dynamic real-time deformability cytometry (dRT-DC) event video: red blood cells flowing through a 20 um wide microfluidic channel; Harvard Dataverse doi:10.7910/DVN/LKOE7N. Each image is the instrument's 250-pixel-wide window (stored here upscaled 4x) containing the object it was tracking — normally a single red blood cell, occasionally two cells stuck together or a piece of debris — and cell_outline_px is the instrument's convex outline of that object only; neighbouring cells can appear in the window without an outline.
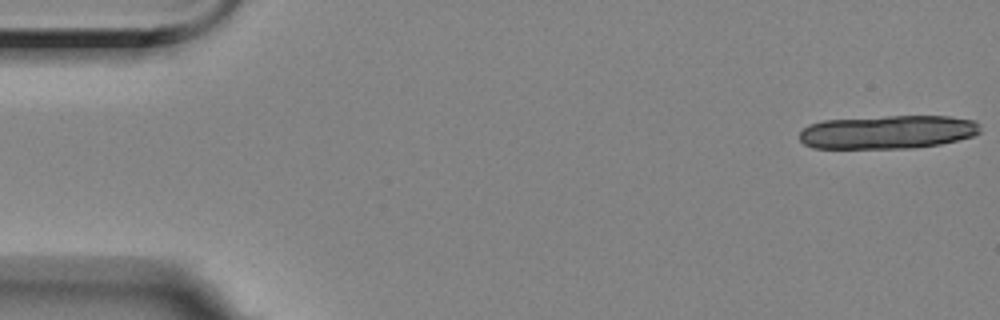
{"species": "Egyptian fruit bat (a non-hibernating species)", "species_latin": "Rousettus aegyptiacus", "temperature_condition": "room temperature", "stored_images_in_passage": 17, "camera_frame_rate_fps": 3000, "um_per_image_px": 0.085, "animal": {"sex": "female"}, "frame": {"image": 1, "passage_image": 1, "time_ms": 0.0, "image_size_px": [1000, 320], "cell_outline_px": [[980, 132], [972, 136], [940, 144], [912, 148], [812, 148], [804, 144], [800, 140], [800, 132], [808, 124], [824, 120], [884, 116], [948, 116], [976, 120], [980, 124]], "centroid_in_image_um": [75.45, 11.22], "position_along_channel_um": 9.5, "area_um2": 35.43}}